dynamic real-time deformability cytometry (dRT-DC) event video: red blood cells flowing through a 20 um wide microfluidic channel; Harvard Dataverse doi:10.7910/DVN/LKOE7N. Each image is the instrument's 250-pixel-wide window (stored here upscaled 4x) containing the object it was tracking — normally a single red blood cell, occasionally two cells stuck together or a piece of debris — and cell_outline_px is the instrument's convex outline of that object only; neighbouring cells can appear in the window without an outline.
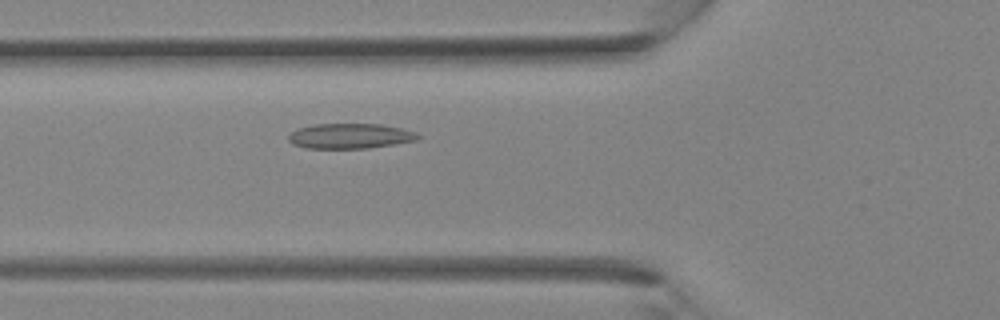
{"species": "Egyptian fruit bat (a non-hibernating species)", "species_latin": "Rousettus aegyptiacus", "temperature_condition": "room temperature", "stored_images_in_passage": 28, "camera_frame_rate_fps": 3000, "um_per_image_px": 0.085, "animal": {"sex": "female"}, "frame": {"image": 1, "passage_image": 5, "time_ms": 1.333, "image_size_px": [1000, 320], "cell_outline_px": [[420, 136], [416, 140], [368, 148], [308, 148], [292, 144], [288, 140], [288, 136], [296, 128], [316, 124], [380, 124], [400, 128], [416, 132]], "centroid_in_image_um": [29.72, 11.56], "position_along_channel_um": 96.1, "area_um2": 18.79}}
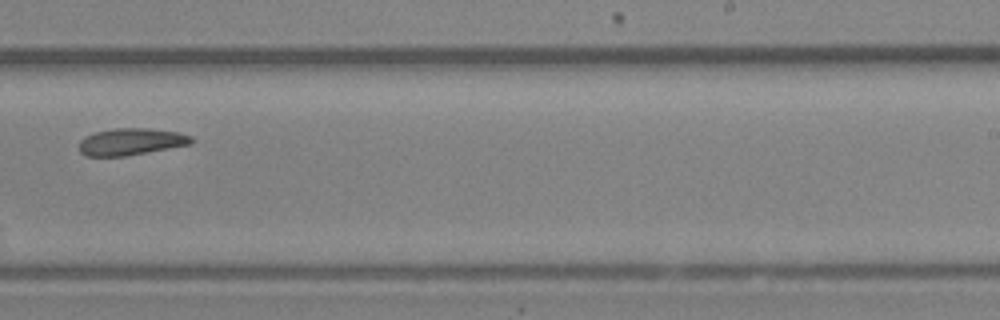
{"frame": {"image": 2, "passage_image": 15, "time_ms": 4.667, "image_size_px": [1000, 320], "cell_outline_px": [[196, 140], [192, 144], [124, 156], [84, 156], [80, 152], [80, 140], [84, 136], [92, 132], [116, 128], [148, 128], [176, 132], [192, 136]], "centroid_in_image_um": [11.13, 12.04], "position_along_channel_um": 277.9, "area_um2": 17.69}}
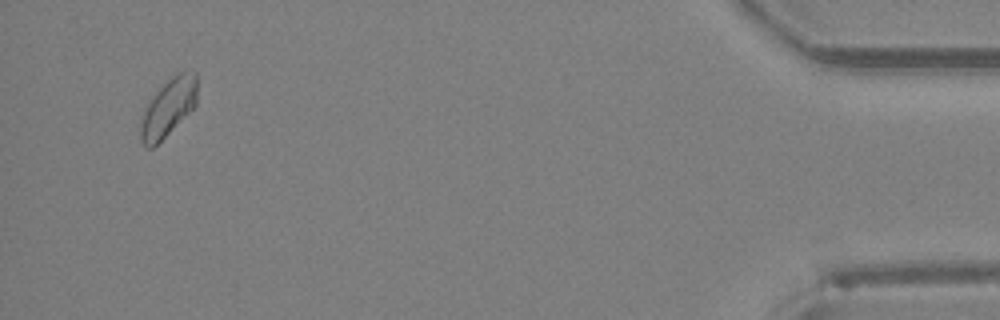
{"frame": {"image": 3, "passage_image": 27, "time_ms": 8.667, "image_size_px": [1000, 320], "cell_outline_px": [[196, 104], [152, 148], [148, 148], [140, 140], [140, 116], [148, 100], [176, 72], [196, 72]], "centroid_in_image_um": [14.25, 9.13], "position_along_channel_um": 421.0, "area_um2": 18.61}}